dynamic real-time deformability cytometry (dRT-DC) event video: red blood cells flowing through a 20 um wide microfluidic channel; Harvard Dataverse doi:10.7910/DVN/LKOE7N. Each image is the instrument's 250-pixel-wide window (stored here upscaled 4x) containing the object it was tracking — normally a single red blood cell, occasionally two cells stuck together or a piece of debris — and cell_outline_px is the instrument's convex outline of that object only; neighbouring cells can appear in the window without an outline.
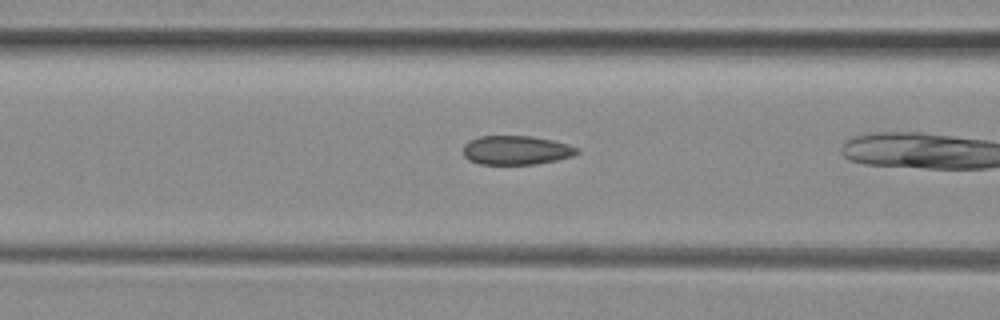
{"species": "common noctule bat (a hibernating species)", "species_latin": "Nyctalus noctula", "temperature_condition": "room temperature", "stored_images_in_passage": 29, "camera_frame_rate_fps": 3000, "um_per_image_px": 0.085, "animal": {"sex": "female", "body_mass_g": 29.2, "forearm_length_mm": 56.3}, "frame": {"image": 1, "passage_image": 8, "time_ms": 2.333, "image_size_px": [1000, 320], "cell_outline_px": [[580, 152], [572, 156], [556, 160], [536, 164], [480, 164], [468, 160], [464, 156], [464, 144], [468, 140], [480, 136], [532, 136], [552, 140], [568, 144], [580, 148]], "centroid_in_image_um": [43.88, 12.76], "position_along_channel_um": 122.7, "area_um2": 19.36}}
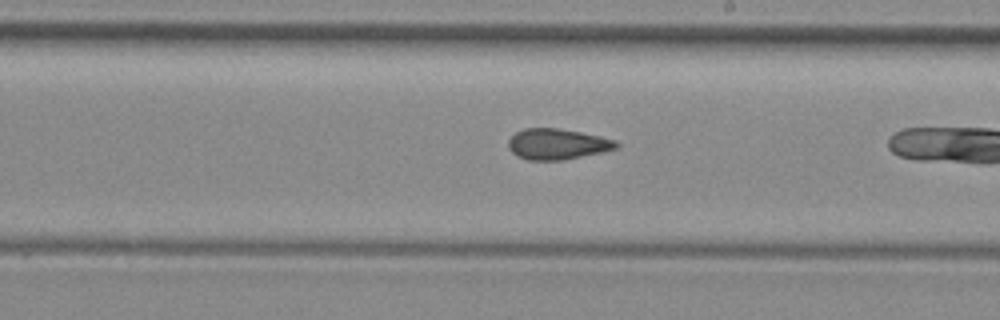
{"frame": {"image": 2, "passage_image": 17, "time_ms": 5.333, "image_size_px": [1000, 320], "cell_outline_px": [[620, 144], [616, 148], [600, 152], [564, 160], [528, 160], [516, 156], [508, 148], [508, 140], [516, 132], [524, 128], [556, 128], [580, 132], [600, 136], [616, 140]], "centroid_in_image_um": [47.34, 12.25], "position_along_channel_um": 241.7, "area_um2": 19.31}}
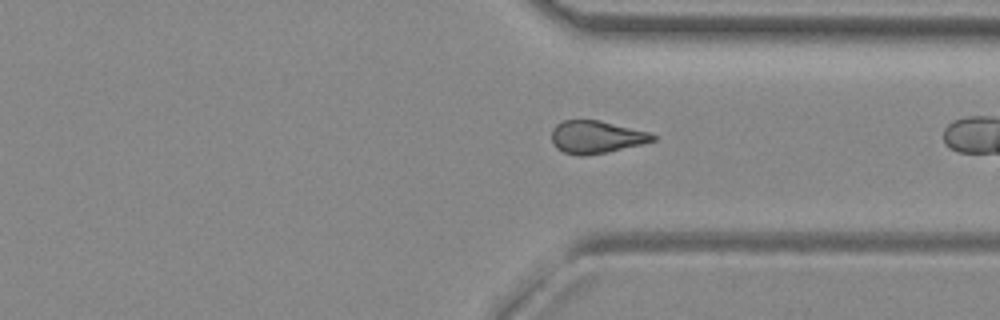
{"frame": {"image": 3, "passage_image": 26, "time_ms": 8.333, "image_size_px": [1000, 320], "cell_outline_px": [[656, 140], [644, 144], [584, 156], [580, 156], [564, 152], [556, 148], [552, 144], [552, 128], [556, 124], [564, 120], [596, 120], [648, 132], [656, 136]], "centroid_in_image_um": [50.65, 11.65], "position_along_channel_um": 360.8, "area_um2": 19.02}}